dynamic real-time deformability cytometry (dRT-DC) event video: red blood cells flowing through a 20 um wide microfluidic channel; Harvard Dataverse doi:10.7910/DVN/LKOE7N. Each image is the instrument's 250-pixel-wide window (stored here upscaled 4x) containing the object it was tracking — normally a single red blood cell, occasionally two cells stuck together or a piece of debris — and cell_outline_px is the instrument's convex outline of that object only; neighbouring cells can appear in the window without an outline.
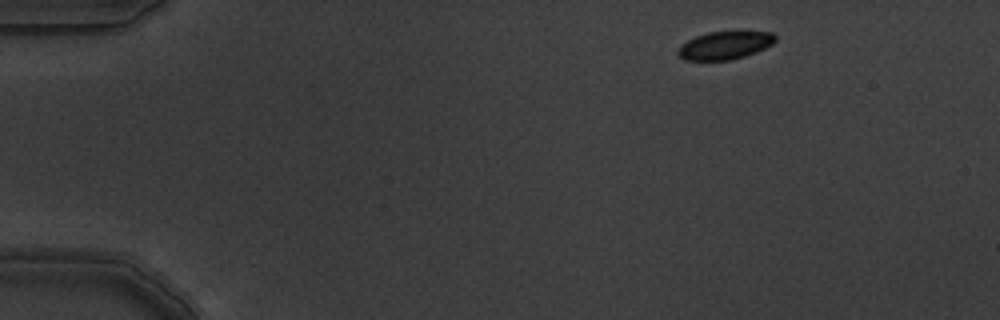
{"species": "common noctule bat (a hibernating species)", "species_latin": "Nyctalus noctula", "temperature_condition": "warm", "stored_images_in_passage": 5, "camera_frame_rate_fps": 3000, "um_per_image_px": 0.085, "animal": {"sex": "male", "body_mass_g": 19.5, "forearm_length_mm": 54.6}, "frame": {"image": 1, "passage_image": 1, "time_ms": 0.0, "image_size_px": [1000, 320], "cell_outline_px": [[776, 40], [772, 44], [756, 52], [744, 56], [728, 60], [684, 60], [676, 52], [680, 44], [696, 36], [708, 32], [736, 28], [744, 28], [772, 32], [776, 36]], "centroid_in_image_um": [61.67, 3.78], "position_along_channel_um": 23.3, "area_um2": 16.76}}
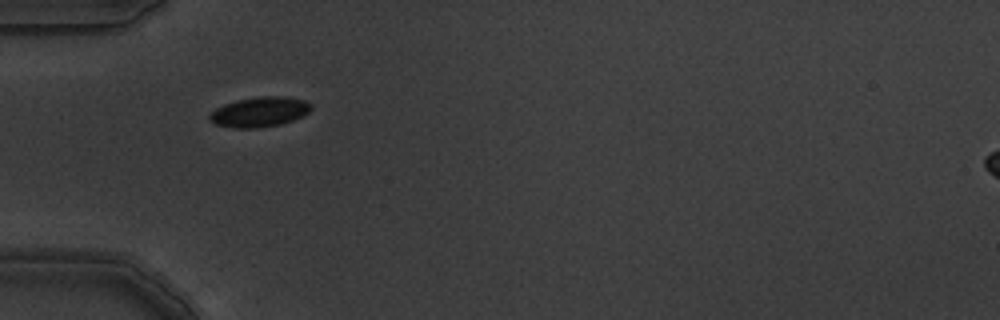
{"frame": {"image": 2, "passage_image": 4, "time_ms": 1.0, "image_size_px": [1000, 320], "cell_outline_px": [[312, 108], [308, 112], [292, 120], [280, 124], [256, 128], [232, 128], [216, 124], [208, 120], [208, 116], [216, 108], [224, 104], [236, 100], [260, 96], [288, 96], [304, 100], [312, 104]], "centroid_in_image_um": [22.05, 9.5], "position_along_channel_um": 63.0, "area_um2": 17.74}}